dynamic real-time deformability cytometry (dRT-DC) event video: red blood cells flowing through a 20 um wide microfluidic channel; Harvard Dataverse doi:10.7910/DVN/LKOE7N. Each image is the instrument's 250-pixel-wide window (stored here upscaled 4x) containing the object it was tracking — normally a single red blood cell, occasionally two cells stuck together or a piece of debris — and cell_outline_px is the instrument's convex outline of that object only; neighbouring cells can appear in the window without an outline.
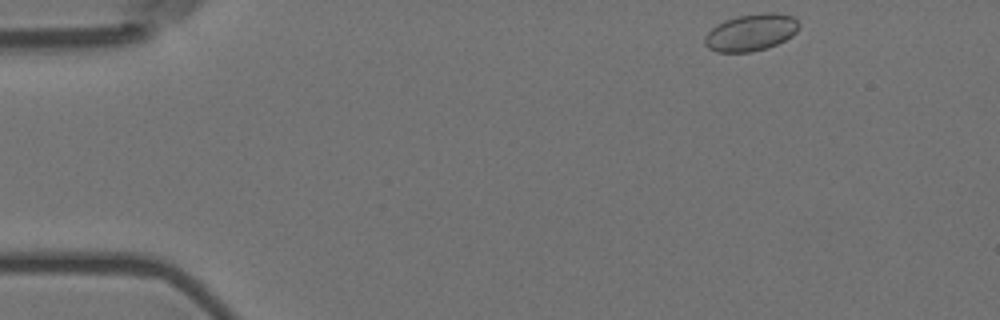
{"species": "Egyptian fruit bat (a non-hibernating species)", "species_latin": "Rousettus aegyptiacus", "temperature_condition": "room temperature", "stored_images_in_passage": 51, "camera_frame_rate_fps": 3000, "um_per_image_px": 0.085, "animal": {"sex": "female"}, "frame": {"image": 1, "passage_image": 1, "time_ms": 0.0, "image_size_px": [1000, 320], "cell_outline_px": [[800, 28], [792, 36], [776, 44], [752, 52], [716, 52], [708, 48], [704, 44], [704, 36], [716, 24], [724, 20], [736, 16], [764, 12], [776, 12], [792, 16], [800, 24]], "centroid_in_image_um": [63.82, 2.74], "position_along_channel_um": 21.2, "area_um2": 20.46}}
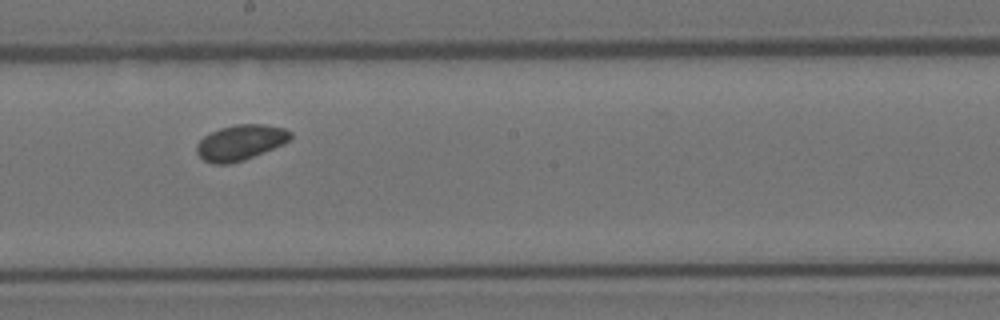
{"frame": {"image": 2, "passage_image": 26, "time_ms": 8.333, "image_size_px": [1000, 320], "cell_outline_px": [[292, 136], [284, 144], [244, 160], [228, 164], [212, 164], [204, 160], [196, 152], [196, 144], [204, 136], [220, 128], [236, 124], [264, 124], [284, 128], [292, 132]], "centroid_in_image_um": [20.44, 12.11], "position_along_channel_um": 227.8, "area_um2": 19.36}}
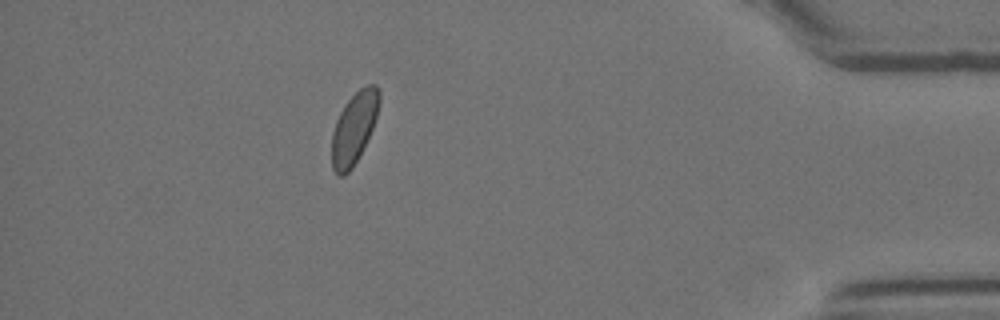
{"frame": {"image": 3, "passage_image": 45, "time_ms": 14.667, "image_size_px": [1000, 320], "cell_outline_px": [[380, 104], [372, 128], [352, 168], [344, 176], [340, 176], [332, 168], [332, 132], [336, 120], [344, 104], [360, 88], [368, 84], [376, 84], [380, 88]], "centroid_in_image_um": [30.09, 10.83], "position_along_channel_um": 405.1, "area_um2": 19.54}}